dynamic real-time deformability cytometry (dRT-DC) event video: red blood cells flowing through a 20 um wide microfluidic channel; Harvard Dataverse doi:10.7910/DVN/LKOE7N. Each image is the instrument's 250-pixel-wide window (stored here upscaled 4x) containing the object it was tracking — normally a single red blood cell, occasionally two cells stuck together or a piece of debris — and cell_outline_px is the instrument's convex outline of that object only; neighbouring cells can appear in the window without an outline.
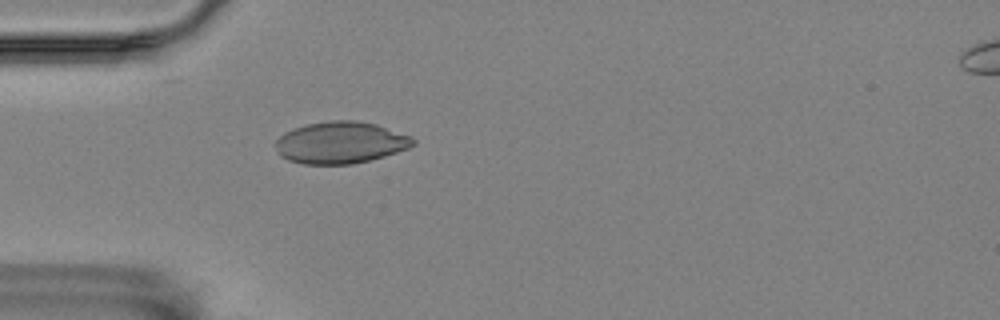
{"species": "Egyptian fruit bat (a non-hibernating species)", "species_latin": "Rousettus aegyptiacus", "temperature_condition": "room temperature", "stored_images_in_passage": 43, "camera_frame_rate_fps": 3000, "um_per_image_px": 0.085, "animal": {"sex": "female"}, "frame": {"image": 1, "passage_image": 3, "time_ms": 0.667, "image_size_px": [1000, 320], "cell_outline_px": [[416, 144], [408, 148], [384, 156], [352, 164], [304, 164], [288, 160], [280, 156], [276, 152], [272, 144], [284, 132], [292, 128], [304, 124], [332, 120], [356, 120], [376, 124], [412, 136], [416, 140]], "centroid_in_image_um": [28.9, 12.11], "position_along_channel_um": 56.1, "area_um2": 33.93}}
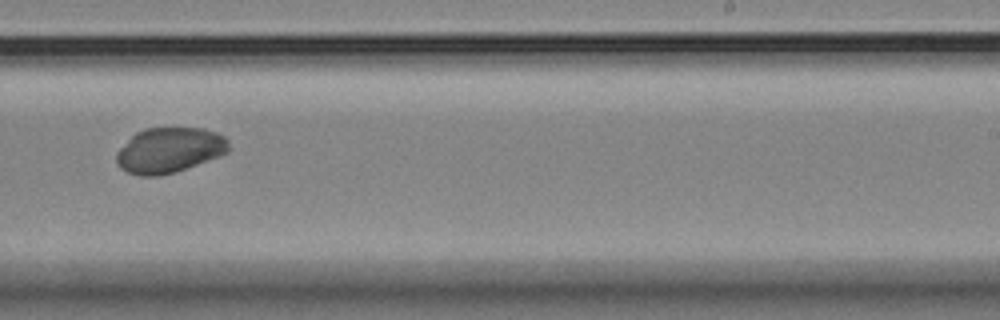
{"frame": {"image": 2, "passage_image": 22, "time_ms": 7.0, "image_size_px": [1000, 320], "cell_outline_px": [[228, 152], [176, 172], [160, 176], [140, 176], [128, 172], [120, 168], [116, 160], [116, 152], [136, 132], [144, 128], [204, 128], [216, 132], [224, 136], [228, 140]], "centroid_in_image_um": [14.37, 12.76], "position_along_channel_um": 274.6, "area_um2": 29.54}}
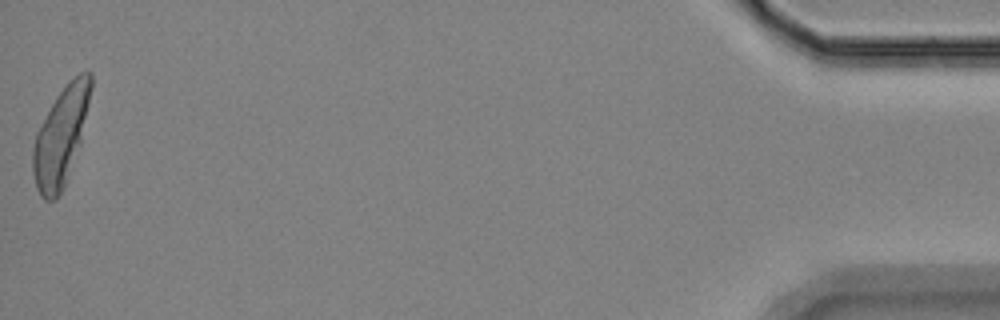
{"frame": {"image": 3, "passage_image": 43, "time_ms": 14.0, "image_size_px": [1000, 320], "cell_outline_px": [[92, 88], [80, 144], [64, 188], [56, 200], [44, 200], [40, 196], [36, 188], [32, 172], [32, 148], [36, 132], [56, 96], [68, 80], [80, 72], [88, 68], [92, 72]], "centroid_in_image_um": [5.17, 11.57], "position_along_channel_um": 430.0, "area_um2": 33.47}}